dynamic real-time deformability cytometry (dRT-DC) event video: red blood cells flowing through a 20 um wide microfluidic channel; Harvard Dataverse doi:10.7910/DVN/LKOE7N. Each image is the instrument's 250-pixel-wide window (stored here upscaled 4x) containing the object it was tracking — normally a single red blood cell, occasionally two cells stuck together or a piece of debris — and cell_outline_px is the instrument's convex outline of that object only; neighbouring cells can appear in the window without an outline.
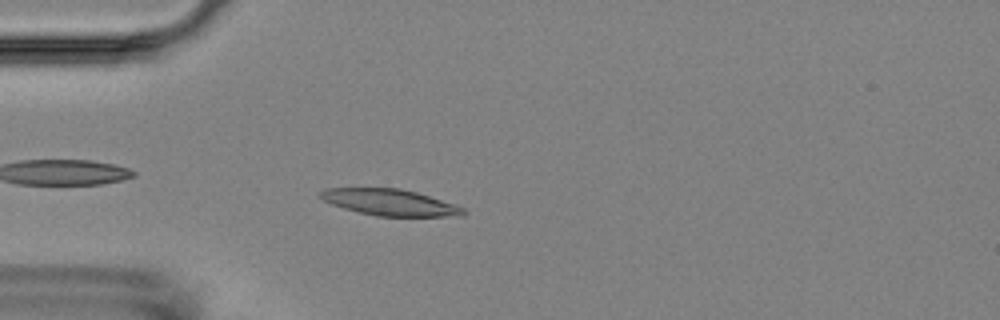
{"species": "Egyptian fruit bat (a non-hibernating species)", "species_latin": "Rousettus aegyptiacus", "temperature_condition": "room temperature", "stored_images_in_passage": 6, "camera_frame_rate_fps": 3000, "um_per_image_px": 0.085, "animal": {"sex": "female"}, "frame": {"image": 1, "passage_image": 5, "time_ms": 5.667, "image_size_px": [1000, 320], "cell_outline_px": [[468, 212], [464, 216], [376, 216], [344, 208], [332, 204], [316, 196], [316, 192], [324, 188], [400, 188], [416, 192], [456, 204], [464, 208]], "centroid_in_image_um": [33.14, 17.19], "position_along_channel_um": 51.9, "area_um2": 22.14}}